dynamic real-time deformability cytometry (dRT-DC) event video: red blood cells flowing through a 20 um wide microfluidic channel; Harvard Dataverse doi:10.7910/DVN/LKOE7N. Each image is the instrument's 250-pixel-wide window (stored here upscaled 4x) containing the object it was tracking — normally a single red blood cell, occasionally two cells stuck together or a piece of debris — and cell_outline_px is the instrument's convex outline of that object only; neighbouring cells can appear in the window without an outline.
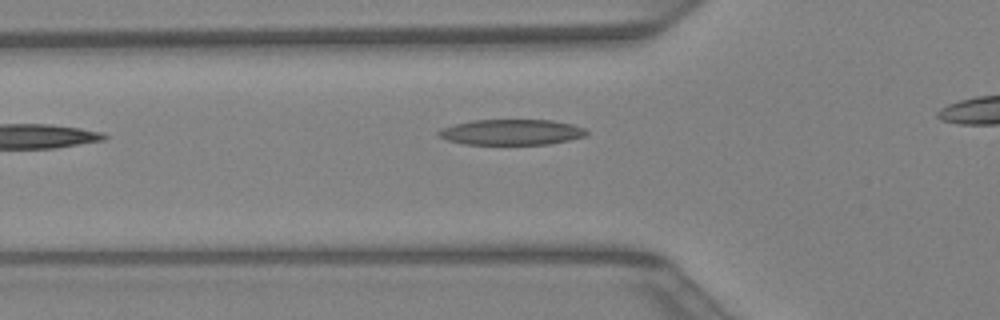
{"species": "Egyptian fruit bat (a non-hibernating species)", "species_latin": "Rousettus aegyptiacus", "temperature_condition": "warm", "stored_images_in_passage": 24, "camera_frame_rate_fps": 3000, "um_per_image_px": 0.085, "animal": {"sex": "female"}, "frame": {"image": 1, "passage_image": 4, "time_ms": 1.0, "image_size_px": [1000, 320], "cell_outline_px": [[588, 136], [548, 144], [464, 144], [448, 140], [440, 136], [436, 132], [444, 128], [456, 124], [472, 120], [552, 120], [572, 124], [584, 128], [588, 132]], "centroid_in_image_um": [43.52, 11.23], "position_along_channel_um": 82.3, "area_um2": 21.91}}
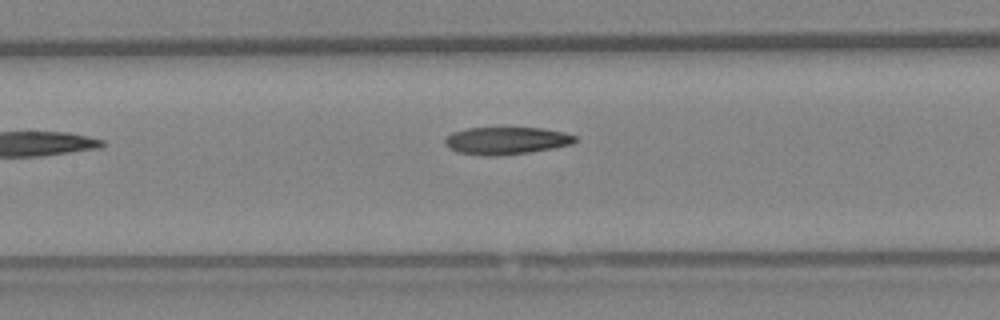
{"frame": {"image": 2, "passage_image": 9, "time_ms": 2.667, "image_size_px": [1000, 320], "cell_outline_px": [[576, 140], [572, 144], [552, 148], [528, 152], [496, 156], [484, 156], [456, 152], [448, 148], [444, 144], [444, 140], [452, 132], [468, 128], [544, 128], [564, 132], [576, 136]], "centroid_in_image_um": [43.0, 11.96], "position_along_channel_um": 164.4, "area_um2": 20.81}}
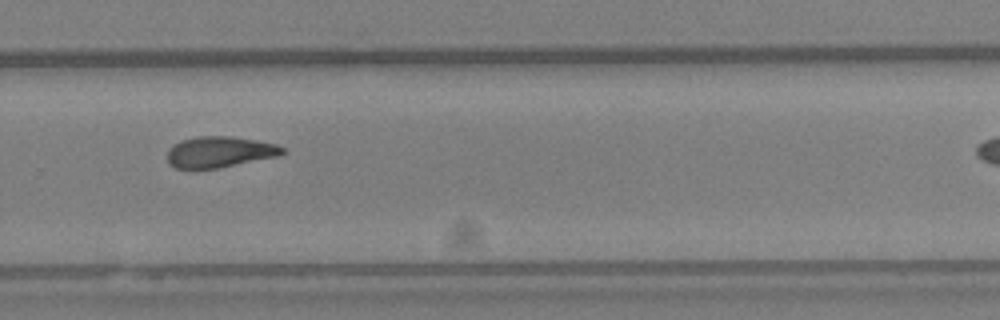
{"frame": {"image": 3, "passage_image": 18, "time_ms": 5.667, "image_size_px": [1000, 320], "cell_outline_px": [[284, 152], [276, 156], [220, 168], [176, 168], [168, 164], [168, 148], [180, 140], [196, 136], [228, 136], [256, 140], [276, 144], [284, 148]], "centroid_in_image_um": [18.62, 12.91], "position_along_channel_um": 311.2, "area_um2": 20.69}}